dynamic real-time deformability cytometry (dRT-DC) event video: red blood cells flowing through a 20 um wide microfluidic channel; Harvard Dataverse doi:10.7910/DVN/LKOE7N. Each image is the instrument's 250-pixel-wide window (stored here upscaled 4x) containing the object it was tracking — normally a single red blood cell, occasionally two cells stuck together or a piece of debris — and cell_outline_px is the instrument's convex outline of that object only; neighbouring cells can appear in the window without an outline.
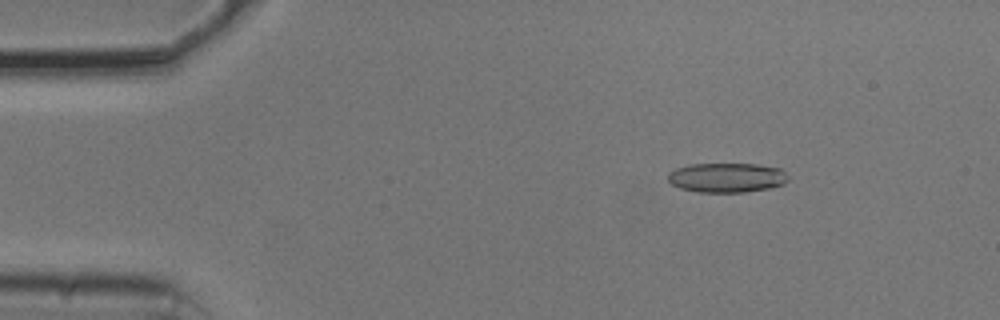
{"species": "common noctule bat (a hibernating species)", "species_latin": "Nyctalus noctula", "temperature_condition": "cold", "stored_images_in_passage": 54, "camera_frame_rate_fps": 3000, "um_per_image_px": 0.085, "animal": {"sex": "male", "body_mass_g": 20.5, "forearm_length_mm": 52.5}, "frame": {"image": 1, "passage_image": 8, "time_ms": 2.333, "image_size_px": [1000, 320], "cell_outline_px": [[788, 180], [784, 184], [768, 188], [744, 192], [700, 192], [680, 188], [672, 184], [668, 180], [668, 172], [676, 168], [688, 164], [756, 164], [780, 168], [788, 176]], "centroid_in_image_um": [61.76, 15.09], "position_along_channel_um": 23.2, "area_um2": 20.69}}
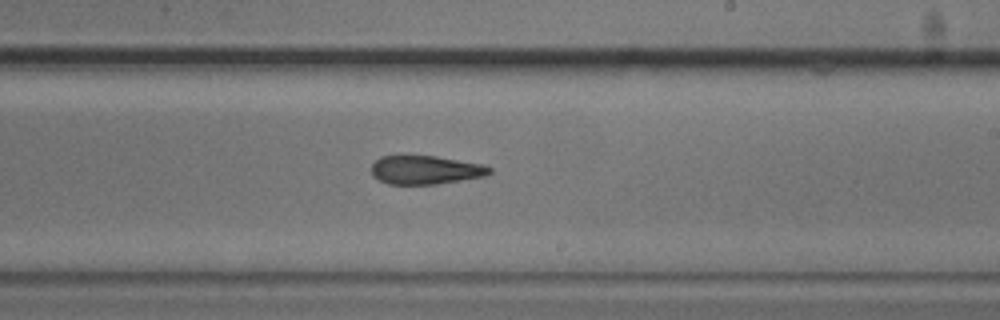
{"frame": {"image": 2, "passage_image": 32, "time_ms": 10.333, "image_size_px": [1000, 320], "cell_outline_px": [[492, 172], [488, 176], [436, 184], [388, 184], [372, 176], [372, 164], [380, 156], [436, 156], [480, 164], [492, 168]], "centroid_in_image_um": [36.18, 14.45], "position_along_channel_um": 252.8, "area_um2": 19.65}}
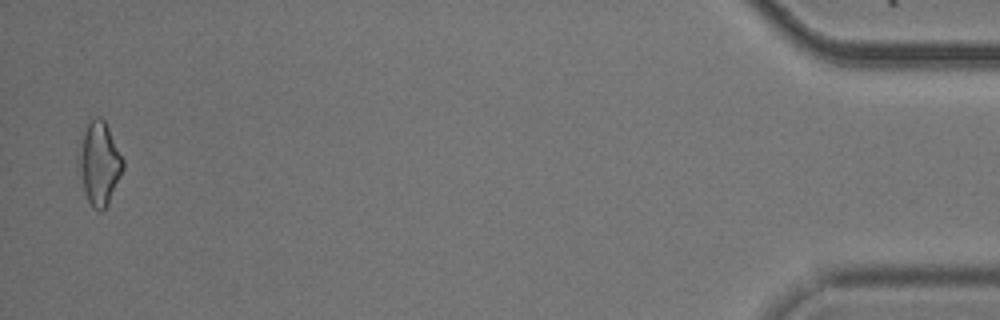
{"frame": {"image": 3, "passage_image": 53, "time_ms": 17.333, "image_size_px": [1000, 320], "cell_outline_px": [[124, 168], [108, 204], [100, 212], [92, 208], [84, 192], [76, 164], [76, 160], [80, 132], [96, 116], [100, 116], [104, 120], [124, 160]], "centroid_in_image_um": [8.38, 13.87], "position_along_channel_um": 426.8, "area_um2": 21.96}, "authors_computed_cell_mechanics": {"area_um2": 20.5479, "velocity_mm_per_s": 3.7575, "shape_relaxation_time_tau1_ms": null, "shape_relaxation_time_tau2_ms": 7.7616, "deformation_change_tau1": null, "deformation_change_tau2": 0.2}}